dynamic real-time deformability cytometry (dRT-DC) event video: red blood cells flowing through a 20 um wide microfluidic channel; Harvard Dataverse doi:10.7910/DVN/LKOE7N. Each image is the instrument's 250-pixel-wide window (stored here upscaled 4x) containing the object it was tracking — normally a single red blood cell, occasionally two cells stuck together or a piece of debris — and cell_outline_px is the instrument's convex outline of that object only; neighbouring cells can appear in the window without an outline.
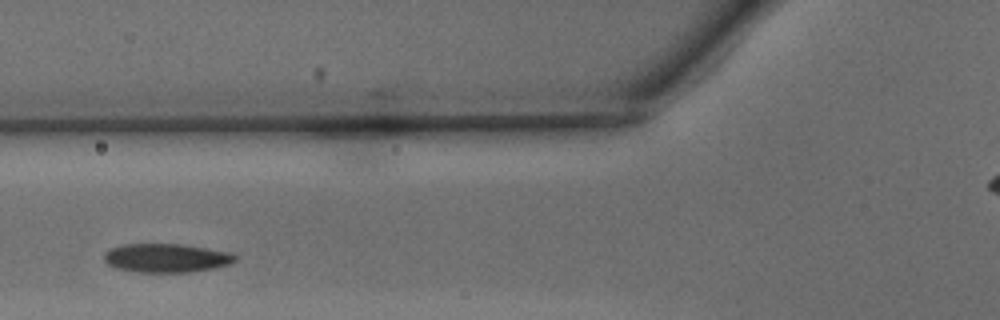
{"species": "common noctule bat (a hibernating species)", "species_latin": "Nyctalus noctula", "temperature_condition": "warm", "stored_images_in_passage": 16, "camera_frame_rate_fps": 3000, "um_per_image_px": 0.085, "animal": {"sex": "male", "body_mass_g": 15.6}, "frame": {"image": 1, "passage_image": 5, "time_ms": 1.333, "image_size_px": [1000, 320], "cell_outline_px": [[236, 260], [228, 264], [212, 268], [188, 272], [136, 272], [116, 268], [108, 264], [104, 260], [104, 252], [120, 244], [180, 244], [228, 252], [236, 256]], "centroid_in_image_um": [14.07, 21.93], "position_along_channel_um": 111.7, "area_um2": 21.73}}
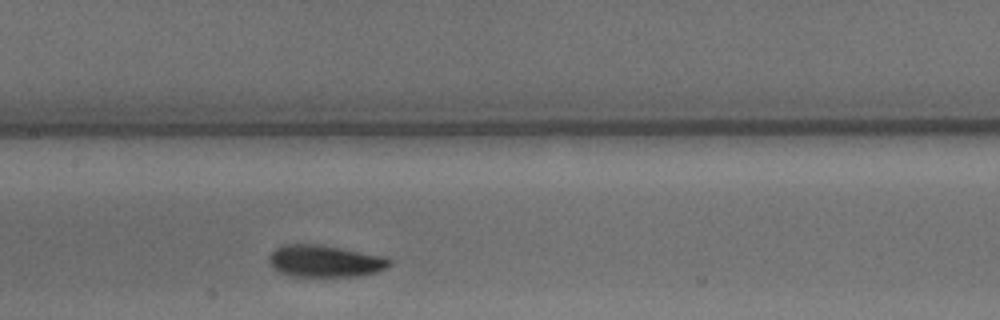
{"frame": {"image": 2, "passage_image": 10, "time_ms": 3.0, "image_size_px": [1000, 320], "cell_outline_px": [[392, 264], [376, 272], [356, 276], [292, 276], [280, 272], [268, 260], [268, 256], [276, 248], [284, 244], [320, 244], [380, 256], [392, 260]], "centroid_in_image_um": [27.59, 22.19], "position_along_channel_um": 179.8, "area_um2": 22.02}}